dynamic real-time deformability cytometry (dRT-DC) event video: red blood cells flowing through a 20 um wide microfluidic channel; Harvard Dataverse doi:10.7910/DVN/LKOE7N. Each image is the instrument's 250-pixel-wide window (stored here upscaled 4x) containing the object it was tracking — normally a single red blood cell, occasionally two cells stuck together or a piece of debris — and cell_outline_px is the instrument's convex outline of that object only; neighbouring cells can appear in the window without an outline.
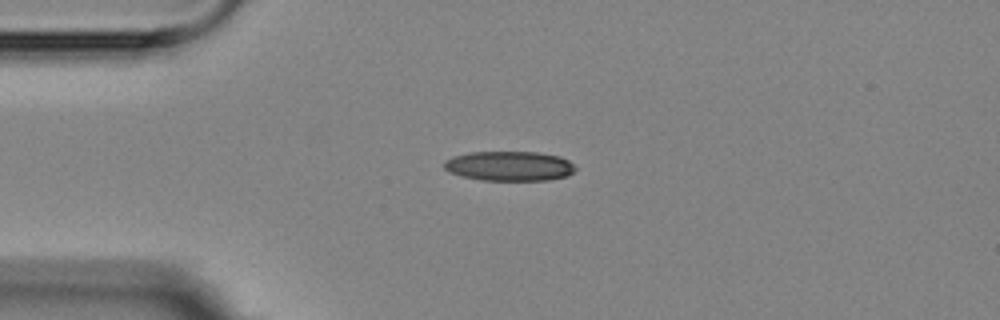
{"species": "Egyptian fruit bat (a non-hibernating species)", "species_latin": "Rousettus aegyptiacus", "temperature_condition": "room temperature", "stored_images_in_passage": 2, "camera_frame_rate_fps": 3000, "um_per_image_px": 0.085, "animal": {"sex": "female"}, "frame": {"image": 1, "passage_image": 1, "time_ms": 0.0, "image_size_px": [1000, 320], "cell_outline_px": [[576, 168], [568, 176], [548, 180], [484, 180], [464, 176], [448, 172], [444, 168], [444, 160], [452, 156], [468, 152], [536, 152], [560, 156], [568, 160]], "centroid_in_image_um": [43.28, 14.1], "position_along_channel_um": 41.7, "area_um2": 22.72}}